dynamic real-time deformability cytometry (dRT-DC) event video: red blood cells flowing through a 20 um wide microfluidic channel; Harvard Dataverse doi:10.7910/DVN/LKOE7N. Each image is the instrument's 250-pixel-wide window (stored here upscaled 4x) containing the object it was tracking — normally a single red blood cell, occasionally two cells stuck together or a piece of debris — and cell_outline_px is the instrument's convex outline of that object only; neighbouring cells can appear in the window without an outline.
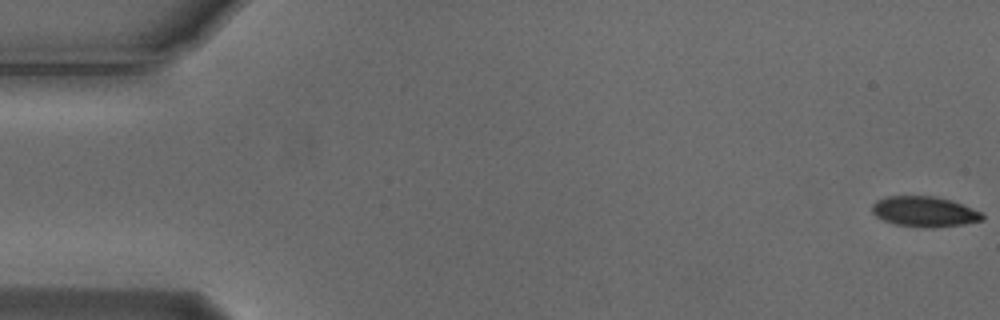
{"species": "Egyptian fruit bat (a non-hibernating species)", "species_latin": "Rousettus aegyptiacus", "temperature_condition": "cold", "stored_images_in_passage": 56, "camera_frame_rate_fps": 3000, "um_per_image_px": 0.085, "animal": {"sex": "male"}, "frame": {"image": 1, "passage_image": 1, "time_ms": 0.0, "image_size_px": [1000, 320], "cell_outline_px": [[984, 220], [964, 224], [932, 228], [920, 228], [896, 224], [884, 220], [876, 216], [872, 212], [872, 204], [876, 200], [884, 196], [936, 196], [952, 200], [980, 212], [984, 216]], "centroid_in_image_um": [78.56, 17.99], "position_along_channel_um": 6.4, "area_um2": 19.65}}
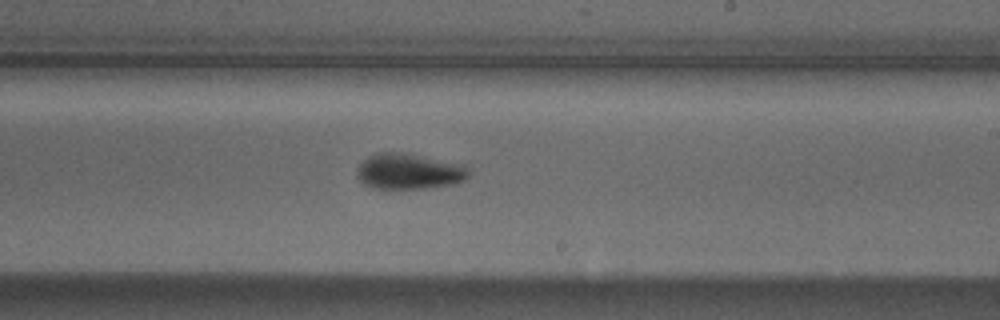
{"frame": {"image": 2, "passage_image": 33, "time_ms": 10.667, "image_size_px": [1000, 320], "cell_outline_px": [[468, 176], [464, 180], [452, 184], [424, 188], [372, 188], [364, 184], [356, 176], [356, 168], [368, 156], [376, 152], [404, 152], [464, 164], [468, 168]], "centroid_in_image_um": [34.73, 14.55], "position_along_channel_um": 254.3, "area_um2": 23.35}}
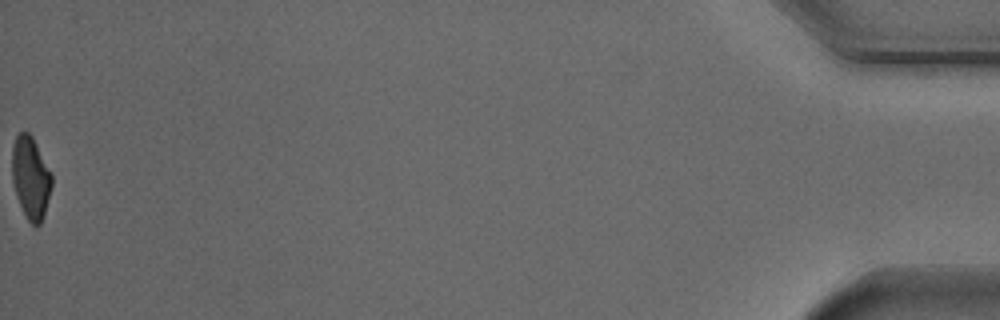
{"frame": {"image": 3, "passage_image": 56, "time_ms": 18.333, "image_size_px": [1000, 320], "cell_outline_px": [[52, 188], [44, 216], [40, 224], [36, 228], [28, 220], [16, 196], [12, 180], [12, 148], [16, 136], [20, 132], [28, 132], [32, 136], [52, 176]], "centroid_in_image_um": [2.61, 15.13], "position_along_channel_um": 432.6, "area_um2": 18.96}, "authors_computed_cell_mechanics": {"area_um2": 20.8947, "velocity_mm_per_s": 3.7167, "shape_relaxation_time_tau1_ms": 2.45, "shape_relaxation_time_tau2_ms": null, "deformation_change_tau1": 0.1116, "deformation_change_tau2": null}}